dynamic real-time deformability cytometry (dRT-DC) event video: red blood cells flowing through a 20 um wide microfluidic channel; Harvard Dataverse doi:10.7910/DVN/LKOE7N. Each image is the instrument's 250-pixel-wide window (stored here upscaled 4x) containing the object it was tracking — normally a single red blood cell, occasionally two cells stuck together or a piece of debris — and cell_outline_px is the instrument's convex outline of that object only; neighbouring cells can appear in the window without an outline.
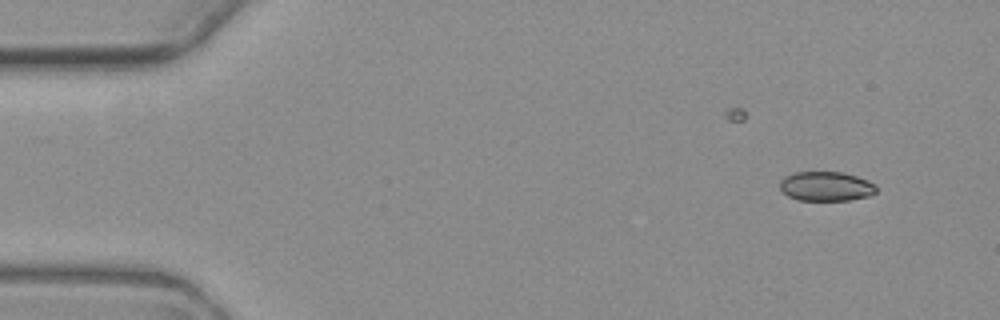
{"species": "common noctule bat (a hibernating species)", "species_latin": "Nyctalus noctula", "temperature_condition": "warm", "stored_images_in_passage": 5, "camera_frame_rate_fps": 3000, "um_per_image_px": 0.085, "animal": {"sex": "female", "body_mass_g": 19.3, "forearm_length_mm": 54.1}, "frame": {"image": 1, "passage_image": 1, "time_ms": 0.0, "image_size_px": [1000, 320], "cell_outline_px": [[876, 192], [868, 196], [848, 200], [800, 200], [788, 196], [780, 188], [780, 180], [784, 176], [796, 172], [840, 172], [856, 176], [868, 180], [876, 184]], "centroid_in_image_um": [70.21, 15.83], "position_along_channel_um": 14.8, "area_um2": 16.47}}
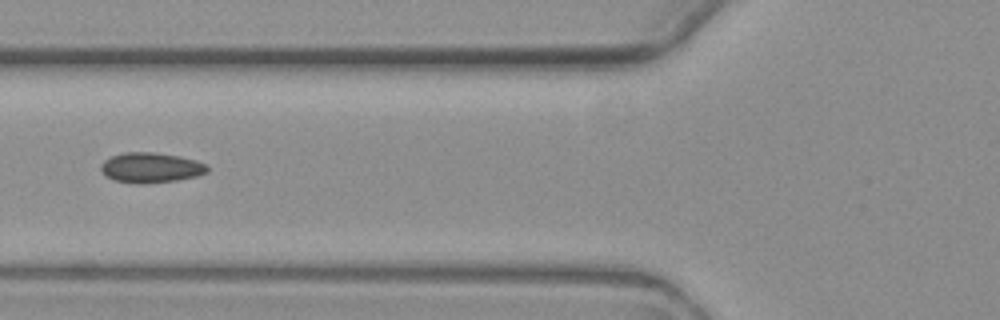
{"frame": {"image": 2, "passage_image": 5, "time_ms": 5.667, "image_size_px": [1000, 320], "cell_outline_px": [[208, 172], [196, 176], [176, 180], [140, 184], [116, 180], [108, 176], [100, 168], [100, 164], [104, 160], [112, 156], [124, 152], [156, 152], [180, 156], [196, 160], [208, 164]], "centroid_in_image_um": [12.86, 14.23], "position_along_channel_um": 112.9, "area_um2": 18.61}}